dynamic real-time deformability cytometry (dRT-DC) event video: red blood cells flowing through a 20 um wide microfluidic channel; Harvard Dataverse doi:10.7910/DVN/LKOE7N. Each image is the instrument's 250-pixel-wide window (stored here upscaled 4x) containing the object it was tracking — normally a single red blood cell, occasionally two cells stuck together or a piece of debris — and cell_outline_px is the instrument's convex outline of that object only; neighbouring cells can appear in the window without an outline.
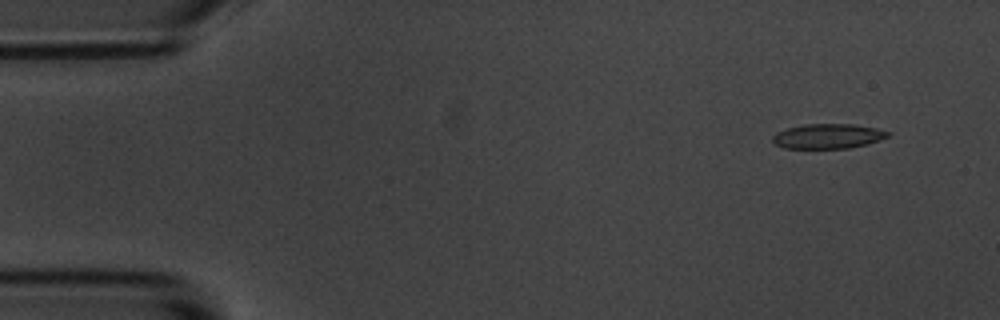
{"species": "common noctule bat (a hibernating species)", "species_latin": "Nyctalus noctula", "temperature_condition": "room temperature", "stored_images_in_passage": 52, "camera_frame_rate_fps": 3000, "um_per_image_px": 0.085, "animal": {"sex": "male", "body_mass_g": 20.1, "forearm_length_mm": 53.5}, "frame": {"image": 1, "passage_image": 2, "time_ms": 0.333, "image_size_px": [1000, 320], "cell_outline_px": [[892, 132], [888, 136], [880, 140], [868, 144], [848, 148], [784, 148], [776, 144], [772, 140], [772, 136], [776, 132], [788, 128], [804, 124], [852, 124], [876, 128]], "centroid_in_image_um": [70.39, 11.57], "position_along_channel_um": 14.6, "area_um2": 16.65}}
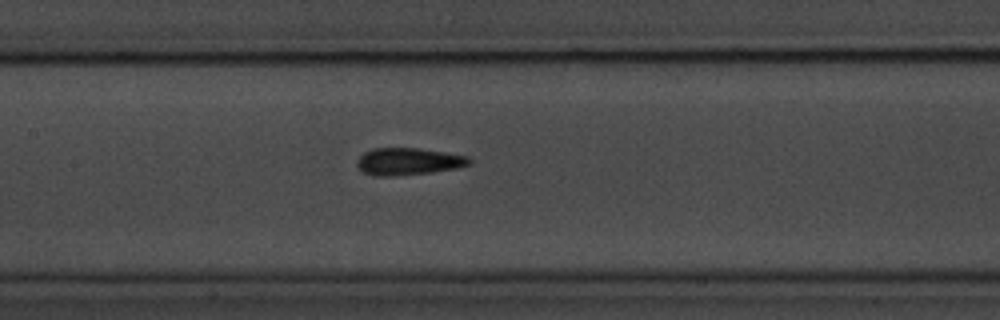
{"frame": {"image": 2, "passage_image": 23, "time_ms": 7.333, "image_size_px": [1000, 320], "cell_outline_px": [[472, 164], [456, 168], [432, 172], [396, 176], [376, 176], [364, 172], [356, 164], [356, 160], [364, 152], [372, 148], [420, 148], [468, 156], [472, 160]], "centroid_in_image_um": [34.72, 13.72], "position_along_channel_um": 172.7, "area_um2": 17.86}}
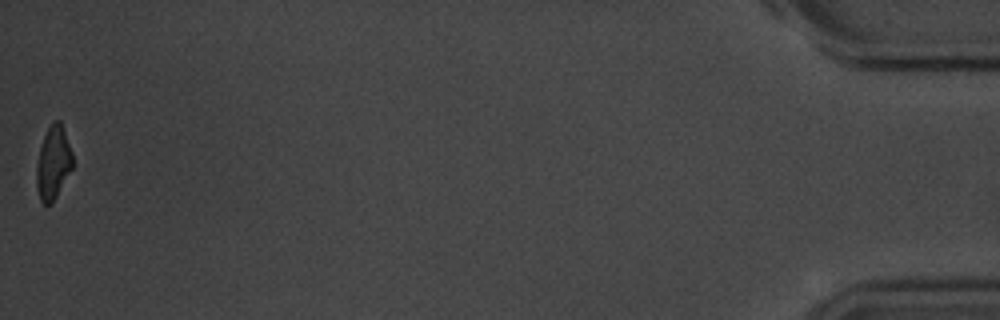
{"frame": {"image": 3, "passage_image": 52, "time_ms": 17.0, "image_size_px": [1000, 320], "cell_outline_px": [[72, 168], [52, 204], [44, 204], [40, 200], [36, 188], [36, 168], [40, 148], [44, 136], [52, 120], [60, 120], [72, 152]], "centroid_in_image_um": [4.51, 13.85], "position_along_channel_um": 430.7, "area_um2": 15.32}, "authors_computed_cell_mechanics": {"area_um2": 16.9354, "velocity_mm_per_s": 3.6851, "shape_relaxation_time_tau1_ms": 4.5863, "shape_relaxation_time_tau2_ms": 2.5867, "deformation_change_tau1": 0.147, "deformation_change_tau2": 0.1026}}